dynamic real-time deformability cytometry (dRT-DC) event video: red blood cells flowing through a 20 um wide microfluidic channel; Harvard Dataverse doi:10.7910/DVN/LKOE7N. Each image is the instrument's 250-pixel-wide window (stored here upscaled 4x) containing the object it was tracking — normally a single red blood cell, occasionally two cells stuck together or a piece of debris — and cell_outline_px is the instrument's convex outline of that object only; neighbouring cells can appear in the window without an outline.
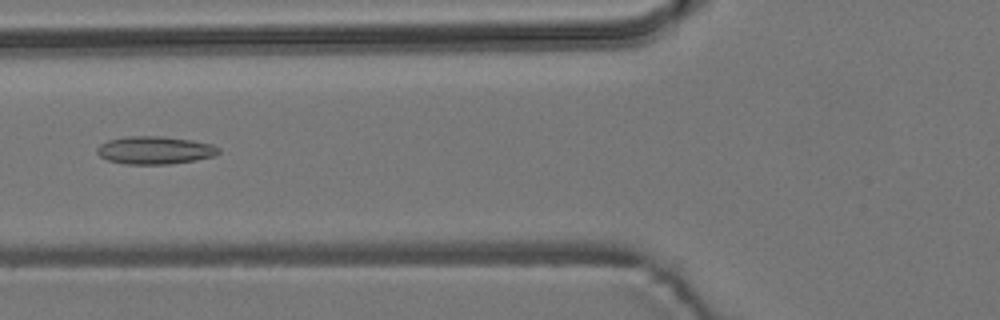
{"species": "common noctule bat (a hibernating species)", "species_latin": "Nyctalus noctula", "temperature_condition": "room temperature", "stored_images_in_passage": 7, "camera_frame_rate_fps": 3000, "um_per_image_px": 0.085, "animal": {"sex": "male", "body_mass_g": 19.2, "forearm_length_mm": 51.8}, "frame": {"image": 1, "passage_image": 6, "time_ms": 5.667, "image_size_px": [1000, 320], "cell_outline_px": [[220, 152], [212, 156], [196, 160], [168, 164], [124, 164], [108, 160], [100, 156], [96, 152], [96, 148], [100, 144], [108, 140], [124, 136], [160, 136], [192, 140], [212, 144], [220, 148]], "centroid_in_image_um": [13.14, 12.76], "position_along_channel_um": 112.7, "area_um2": 19.77}}
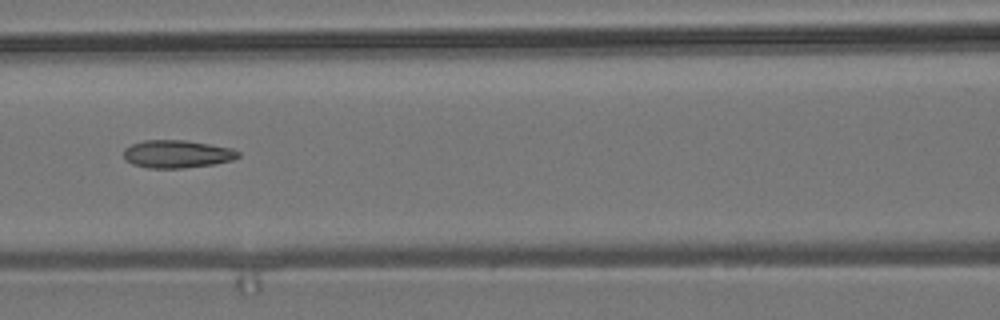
{"frame": {"image": 2, "passage_image": 7, "time_ms": 6.667, "image_size_px": [1000, 320], "cell_outline_px": [[240, 156], [232, 160], [216, 164], [184, 168], [148, 168], [132, 164], [124, 160], [124, 148], [132, 144], [144, 140], [184, 140], [232, 148], [240, 152]], "centroid_in_image_um": [15.04, 13.1], "position_along_channel_um": 151.6, "area_um2": 18.67}}